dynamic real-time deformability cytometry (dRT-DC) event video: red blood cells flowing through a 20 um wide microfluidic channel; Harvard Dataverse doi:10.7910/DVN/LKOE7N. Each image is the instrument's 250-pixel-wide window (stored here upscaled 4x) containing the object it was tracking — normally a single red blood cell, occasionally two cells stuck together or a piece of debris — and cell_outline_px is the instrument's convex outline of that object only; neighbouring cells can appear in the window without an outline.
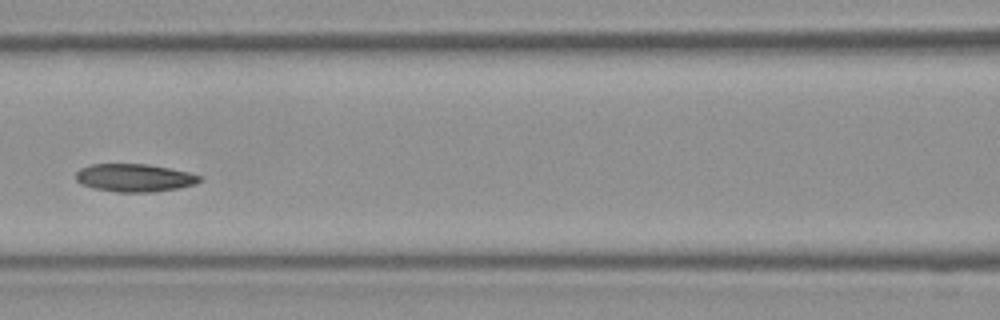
{"species": "Egyptian fruit bat (a non-hibernating species)", "species_latin": "Rousettus aegyptiacus", "temperature_condition": "room temperature", "stored_images_in_passage": 27, "camera_frame_rate_fps": 3000, "um_per_image_px": 0.085, "frame": {"image": 1, "passage_image": 16, "time_ms": 5.0, "image_size_px": [1000, 320], "cell_outline_px": [[204, 176], [196, 184], [176, 188], [152, 192], [116, 192], [92, 188], [80, 184], [76, 180], [76, 172], [80, 168], [92, 164], [148, 164], [188, 172]], "centroid_in_image_um": [11.41, 15.11], "position_along_channel_um": 155.2, "area_um2": 20.17}}